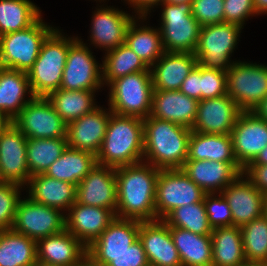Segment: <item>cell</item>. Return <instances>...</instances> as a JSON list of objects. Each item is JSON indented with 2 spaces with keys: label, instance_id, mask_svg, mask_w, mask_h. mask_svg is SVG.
<instances>
[{
  "label": "cell",
  "instance_id": "25",
  "mask_svg": "<svg viewBox=\"0 0 267 266\" xmlns=\"http://www.w3.org/2000/svg\"><path fill=\"white\" fill-rule=\"evenodd\" d=\"M37 262L59 266H80L87 248L66 229L36 242Z\"/></svg>",
  "mask_w": 267,
  "mask_h": 266
},
{
  "label": "cell",
  "instance_id": "41",
  "mask_svg": "<svg viewBox=\"0 0 267 266\" xmlns=\"http://www.w3.org/2000/svg\"><path fill=\"white\" fill-rule=\"evenodd\" d=\"M163 221L169 227H179L198 235H211L204 199L200 202L183 205L172 210Z\"/></svg>",
  "mask_w": 267,
  "mask_h": 266
},
{
  "label": "cell",
  "instance_id": "28",
  "mask_svg": "<svg viewBox=\"0 0 267 266\" xmlns=\"http://www.w3.org/2000/svg\"><path fill=\"white\" fill-rule=\"evenodd\" d=\"M26 186L30 199L65 214L76 202V185L57 180L44 173L31 176Z\"/></svg>",
  "mask_w": 267,
  "mask_h": 266
},
{
  "label": "cell",
  "instance_id": "22",
  "mask_svg": "<svg viewBox=\"0 0 267 266\" xmlns=\"http://www.w3.org/2000/svg\"><path fill=\"white\" fill-rule=\"evenodd\" d=\"M107 110V111H106ZM111 110L101 106L67 124L68 147L97 153L102 145Z\"/></svg>",
  "mask_w": 267,
  "mask_h": 266
},
{
  "label": "cell",
  "instance_id": "59",
  "mask_svg": "<svg viewBox=\"0 0 267 266\" xmlns=\"http://www.w3.org/2000/svg\"><path fill=\"white\" fill-rule=\"evenodd\" d=\"M244 266H266V265L247 263V264H245Z\"/></svg>",
  "mask_w": 267,
  "mask_h": 266
},
{
  "label": "cell",
  "instance_id": "49",
  "mask_svg": "<svg viewBox=\"0 0 267 266\" xmlns=\"http://www.w3.org/2000/svg\"><path fill=\"white\" fill-rule=\"evenodd\" d=\"M243 174L260 192L267 194V165L248 164L243 169Z\"/></svg>",
  "mask_w": 267,
  "mask_h": 266
},
{
  "label": "cell",
  "instance_id": "10",
  "mask_svg": "<svg viewBox=\"0 0 267 266\" xmlns=\"http://www.w3.org/2000/svg\"><path fill=\"white\" fill-rule=\"evenodd\" d=\"M205 194L182 169H160L156 182V220H163L177 207L202 201Z\"/></svg>",
  "mask_w": 267,
  "mask_h": 266
},
{
  "label": "cell",
  "instance_id": "61",
  "mask_svg": "<svg viewBox=\"0 0 267 266\" xmlns=\"http://www.w3.org/2000/svg\"><path fill=\"white\" fill-rule=\"evenodd\" d=\"M94 1H96V2H98V1H99L100 3H101V1H103V2H104V0H94ZM105 1H106V0H105Z\"/></svg>",
  "mask_w": 267,
  "mask_h": 266
},
{
  "label": "cell",
  "instance_id": "1",
  "mask_svg": "<svg viewBox=\"0 0 267 266\" xmlns=\"http://www.w3.org/2000/svg\"><path fill=\"white\" fill-rule=\"evenodd\" d=\"M159 171L144 161L115 168L116 217L141 222L156 220V182Z\"/></svg>",
  "mask_w": 267,
  "mask_h": 266
},
{
  "label": "cell",
  "instance_id": "12",
  "mask_svg": "<svg viewBox=\"0 0 267 266\" xmlns=\"http://www.w3.org/2000/svg\"><path fill=\"white\" fill-rule=\"evenodd\" d=\"M80 37L69 47L60 89L97 91L102 82V64Z\"/></svg>",
  "mask_w": 267,
  "mask_h": 266
},
{
  "label": "cell",
  "instance_id": "3",
  "mask_svg": "<svg viewBox=\"0 0 267 266\" xmlns=\"http://www.w3.org/2000/svg\"><path fill=\"white\" fill-rule=\"evenodd\" d=\"M143 153V119L111 113L97 164L114 168L131 165L143 161Z\"/></svg>",
  "mask_w": 267,
  "mask_h": 266
},
{
  "label": "cell",
  "instance_id": "7",
  "mask_svg": "<svg viewBox=\"0 0 267 266\" xmlns=\"http://www.w3.org/2000/svg\"><path fill=\"white\" fill-rule=\"evenodd\" d=\"M243 28L233 23H218L200 28L199 39L194 55L198 65L207 69L228 71L232 64L231 56L237 48Z\"/></svg>",
  "mask_w": 267,
  "mask_h": 266
},
{
  "label": "cell",
  "instance_id": "37",
  "mask_svg": "<svg viewBox=\"0 0 267 266\" xmlns=\"http://www.w3.org/2000/svg\"><path fill=\"white\" fill-rule=\"evenodd\" d=\"M105 54L102 60L103 85L108 86L113 80L128 74L150 71L145 62L125 43Z\"/></svg>",
  "mask_w": 267,
  "mask_h": 266
},
{
  "label": "cell",
  "instance_id": "52",
  "mask_svg": "<svg viewBox=\"0 0 267 266\" xmlns=\"http://www.w3.org/2000/svg\"><path fill=\"white\" fill-rule=\"evenodd\" d=\"M261 118L267 121V96L263 102L254 110Z\"/></svg>",
  "mask_w": 267,
  "mask_h": 266
},
{
  "label": "cell",
  "instance_id": "27",
  "mask_svg": "<svg viewBox=\"0 0 267 266\" xmlns=\"http://www.w3.org/2000/svg\"><path fill=\"white\" fill-rule=\"evenodd\" d=\"M197 64L194 53L165 51L150 67L153 90H179Z\"/></svg>",
  "mask_w": 267,
  "mask_h": 266
},
{
  "label": "cell",
  "instance_id": "35",
  "mask_svg": "<svg viewBox=\"0 0 267 266\" xmlns=\"http://www.w3.org/2000/svg\"><path fill=\"white\" fill-rule=\"evenodd\" d=\"M36 241L12 229L0 231V266H35Z\"/></svg>",
  "mask_w": 267,
  "mask_h": 266
},
{
  "label": "cell",
  "instance_id": "38",
  "mask_svg": "<svg viewBox=\"0 0 267 266\" xmlns=\"http://www.w3.org/2000/svg\"><path fill=\"white\" fill-rule=\"evenodd\" d=\"M41 15L31 0H0V36L28 28Z\"/></svg>",
  "mask_w": 267,
  "mask_h": 266
},
{
  "label": "cell",
  "instance_id": "45",
  "mask_svg": "<svg viewBox=\"0 0 267 266\" xmlns=\"http://www.w3.org/2000/svg\"><path fill=\"white\" fill-rule=\"evenodd\" d=\"M227 94L226 72L201 66V100Z\"/></svg>",
  "mask_w": 267,
  "mask_h": 266
},
{
  "label": "cell",
  "instance_id": "14",
  "mask_svg": "<svg viewBox=\"0 0 267 266\" xmlns=\"http://www.w3.org/2000/svg\"><path fill=\"white\" fill-rule=\"evenodd\" d=\"M27 137L8 122L0 131V172L5 182L25 188L31 177L27 165Z\"/></svg>",
  "mask_w": 267,
  "mask_h": 266
},
{
  "label": "cell",
  "instance_id": "17",
  "mask_svg": "<svg viewBox=\"0 0 267 266\" xmlns=\"http://www.w3.org/2000/svg\"><path fill=\"white\" fill-rule=\"evenodd\" d=\"M242 110L228 95L203 99L198 102L192 131L208 134H231Z\"/></svg>",
  "mask_w": 267,
  "mask_h": 266
},
{
  "label": "cell",
  "instance_id": "9",
  "mask_svg": "<svg viewBox=\"0 0 267 266\" xmlns=\"http://www.w3.org/2000/svg\"><path fill=\"white\" fill-rule=\"evenodd\" d=\"M227 94L242 111H254L267 96V65L237 61L226 71Z\"/></svg>",
  "mask_w": 267,
  "mask_h": 266
},
{
  "label": "cell",
  "instance_id": "19",
  "mask_svg": "<svg viewBox=\"0 0 267 266\" xmlns=\"http://www.w3.org/2000/svg\"><path fill=\"white\" fill-rule=\"evenodd\" d=\"M76 201L112 210L116 214L117 186L114 167L96 164L78 183Z\"/></svg>",
  "mask_w": 267,
  "mask_h": 266
},
{
  "label": "cell",
  "instance_id": "4",
  "mask_svg": "<svg viewBox=\"0 0 267 266\" xmlns=\"http://www.w3.org/2000/svg\"><path fill=\"white\" fill-rule=\"evenodd\" d=\"M61 31L56 28L45 39L36 61L27 72L34 96L46 97L60 89L69 47L78 39V36H64Z\"/></svg>",
  "mask_w": 267,
  "mask_h": 266
},
{
  "label": "cell",
  "instance_id": "26",
  "mask_svg": "<svg viewBox=\"0 0 267 266\" xmlns=\"http://www.w3.org/2000/svg\"><path fill=\"white\" fill-rule=\"evenodd\" d=\"M198 102L179 90H153L150 116L192 129Z\"/></svg>",
  "mask_w": 267,
  "mask_h": 266
},
{
  "label": "cell",
  "instance_id": "13",
  "mask_svg": "<svg viewBox=\"0 0 267 266\" xmlns=\"http://www.w3.org/2000/svg\"><path fill=\"white\" fill-rule=\"evenodd\" d=\"M11 122L27 138L66 137L67 123L46 97L34 96Z\"/></svg>",
  "mask_w": 267,
  "mask_h": 266
},
{
  "label": "cell",
  "instance_id": "29",
  "mask_svg": "<svg viewBox=\"0 0 267 266\" xmlns=\"http://www.w3.org/2000/svg\"><path fill=\"white\" fill-rule=\"evenodd\" d=\"M33 97L27 72L0 67L1 116L11 122Z\"/></svg>",
  "mask_w": 267,
  "mask_h": 266
},
{
  "label": "cell",
  "instance_id": "43",
  "mask_svg": "<svg viewBox=\"0 0 267 266\" xmlns=\"http://www.w3.org/2000/svg\"><path fill=\"white\" fill-rule=\"evenodd\" d=\"M203 199L212 229L233 226L232 211L221 193L205 194Z\"/></svg>",
  "mask_w": 267,
  "mask_h": 266
},
{
  "label": "cell",
  "instance_id": "21",
  "mask_svg": "<svg viewBox=\"0 0 267 266\" xmlns=\"http://www.w3.org/2000/svg\"><path fill=\"white\" fill-rule=\"evenodd\" d=\"M244 177L240 174L221 192L232 211L233 226L238 227L264 214L265 195Z\"/></svg>",
  "mask_w": 267,
  "mask_h": 266
},
{
  "label": "cell",
  "instance_id": "23",
  "mask_svg": "<svg viewBox=\"0 0 267 266\" xmlns=\"http://www.w3.org/2000/svg\"><path fill=\"white\" fill-rule=\"evenodd\" d=\"M139 239L150 265L182 266L170 227L163 220L140 222Z\"/></svg>",
  "mask_w": 267,
  "mask_h": 266
},
{
  "label": "cell",
  "instance_id": "5",
  "mask_svg": "<svg viewBox=\"0 0 267 266\" xmlns=\"http://www.w3.org/2000/svg\"><path fill=\"white\" fill-rule=\"evenodd\" d=\"M56 29L42 15L28 28L0 36V67L28 72L45 39Z\"/></svg>",
  "mask_w": 267,
  "mask_h": 266
},
{
  "label": "cell",
  "instance_id": "40",
  "mask_svg": "<svg viewBox=\"0 0 267 266\" xmlns=\"http://www.w3.org/2000/svg\"><path fill=\"white\" fill-rule=\"evenodd\" d=\"M240 228L247 263L267 266V217L263 214Z\"/></svg>",
  "mask_w": 267,
  "mask_h": 266
},
{
  "label": "cell",
  "instance_id": "18",
  "mask_svg": "<svg viewBox=\"0 0 267 266\" xmlns=\"http://www.w3.org/2000/svg\"><path fill=\"white\" fill-rule=\"evenodd\" d=\"M95 8L90 29V42L107 52L125 43L126 31L136 17L113 6Z\"/></svg>",
  "mask_w": 267,
  "mask_h": 266
},
{
  "label": "cell",
  "instance_id": "50",
  "mask_svg": "<svg viewBox=\"0 0 267 266\" xmlns=\"http://www.w3.org/2000/svg\"><path fill=\"white\" fill-rule=\"evenodd\" d=\"M127 1L130 7H133V10L136 17H147L151 13L154 7L160 6L163 3V0H124Z\"/></svg>",
  "mask_w": 267,
  "mask_h": 266
},
{
  "label": "cell",
  "instance_id": "39",
  "mask_svg": "<svg viewBox=\"0 0 267 266\" xmlns=\"http://www.w3.org/2000/svg\"><path fill=\"white\" fill-rule=\"evenodd\" d=\"M68 147L66 137L27 138V165L31 176L45 173Z\"/></svg>",
  "mask_w": 267,
  "mask_h": 266
},
{
  "label": "cell",
  "instance_id": "2",
  "mask_svg": "<svg viewBox=\"0 0 267 266\" xmlns=\"http://www.w3.org/2000/svg\"><path fill=\"white\" fill-rule=\"evenodd\" d=\"M143 161L158 169H181L188 157L191 129L152 116L143 119Z\"/></svg>",
  "mask_w": 267,
  "mask_h": 266
},
{
  "label": "cell",
  "instance_id": "42",
  "mask_svg": "<svg viewBox=\"0 0 267 266\" xmlns=\"http://www.w3.org/2000/svg\"><path fill=\"white\" fill-rule=\"evenodd\" d=\"M22 187L12 182L0 185V231L12 228Z\"/></svg>",
  "mask_w": 267,
  "mask_h": 266
},
{
  "label": "cell",
  "instance_id": "48",
  "mask_svg": "<svg viewBox=\"0 0 267 266\" xmlns=\"http://www.w3.org/2000/svg\"><path fill=\"white\" fill-rule=\"evenodd\" d=\"M188 97L201 100V66L196 65L189 75L184 79L179 89Z\"/></svg>",
  "mask_w": 267,
  "mask_h": 266
},
{
  "label": "cell",
  "instance_id": "46",
  "mask_svg": "<svg viewBox=\"0 0 267 266\" xmlns=\"http://www.w3.org/2000/svg\"><path fill=\"white\" fill-rule=\"evenodd\" d=\"M250 16H256L253 0H224V23L244 28L243 25Z\"/></svg>",
  "mask_w": 267,
  "mask_h": 266
},
{
  "label": "cell",
  "instance_id": "30",
  "mask_svg": "<svg viewBox=\"0 0 267 266\" xmlns=\"http://www.w3.org/2000/svg\"><path fill=\"white\" fill-rule=\"evenodd\" d=\"M187 160L238 163L233 152L231 134H208L191 131Z\"/></svg>",
  "mask_w": 267,
  "mask_h": 266
},
{
  "label": "cell",
  "instance_id": "34",
  "mask_svg": "<svg viewBox=\"0 0 267 266\" xmlns=\"http://www.w3.org/2000/svg\"><path fill=\"white\" fill-rule=\"evenodd\" d=\"M211 240L212 266H244L247 264L240 227L214 228Z\"/></svg>",
  "mask_w": 267,
  "mask_h": 266
},
{
  "label": "cell",
  "instance_id": "32",
  "mask_svg": "<svg viewBox=\"0 0 267 266\" xmlns=\"http://www.w3.org/2000/svg\"><path fill=\"white\" fill-rule=\"evenodd\" d=\"M182 266H212L211 235H198L189 230L170 227Z\"/></svg>",
  "mask_w": 267,
  "mask_h": 266
},
{
  "label": "cell",
  "instance_id": "6",
  "mask_svg": "<svg viewBox=\"0 0 267 266\" xmlns=\"http://www.w3.org/2000/svg\"><path fill=\"white\" fill-rule=\"evenodd\" d=\"M108 88V106L112 113L142 119L151 114L153 94L151 71H140L120 77L113 80Z\"/></svg>",
  "mask_w": 267,
  "mask_h": 266
},
{
  "label": "cell",
  "instance_id": "56",
  "mask_svg": "<svg viewBox=\"0 0 267 266\" xmlns=\"http://www.w3.org/2000/svg\"><path fill=\"white\" fill-rule=\"evenodd\" d=\"M7 123L8 121L0 115V131L6 126Z\"/></svg>",
  "mask_w": 267,
  "mask_h": 266
},
{
  "label": "cell",
  "instance_id": "53",
  "mask_svg": "<svg viewBox=\"0 0 267 266\" xmlns=\"http://www.w3.org/2000/svg\"><path fill=\"white\" fill-rule=\"evenodd\" d=\"M249 164H265L267 165V146L262 149L259 155L255 158V160Z\"/></svg>",
  "mask_w": 267,
  "mask_h": 266
},
{
  "label": "cell",
  "instance_id": "33",
  "mask_svg": "<svg viewBox=\"0 0 267 266\" xmlns=\"http://www.w3.org/2000/svg\"><path fill=\"white\" fill-rule=\"evenodd\" d=\"M97 164L92 152L67 147L45 171V175L78 185Z\"/></svg>",
  "mask_w": 267,
  "mask_h": 266
},
{
  "label": "cell",
  "instance_id": "20",
  "mask_svg": "<svg viewBox=\"0 0 267 266\" xmlns=\"http://www.w3.org/2000/svg\"><path fill=\"white\" fill-rule=\"evenodd\" d=\"M115 217L112 210L83 205L76 201L65 214L66 230L87 248Z\"/></svg>",
  "mask_w": 267,
  "mask_h": 266
},
{
  "label": "cell",
  "instance_id": "54",
  "mask_svg": "<svg viewBox=\"0 0 267 266\" xmlns=\"http://www.w3.org/2000/svg\"><path fill=\"white\" fill-rule=\"evenodd\" d=\"M193 0H163L165 3H170V4H182V3H192Z\"/></svg>",
  "mask_w": 267,
  "mask_h": 266
},
{
  "label": "cell",
  "instance_id": "55",
  "mask_svg": "<svg viewBox=\"0 0 267 266\" xmlns=\"http://www.w3.org/2000/svg\"><path fill=\"white\" fill-rule=\"evenodd\" d=\"M80 266H101L95 264L90 258L86 257L80 264Z\"/></svg>",
  "mask_w": 267,
  "mask_h": 266
},
{
  "label": "cell",
  "instance_id": "58",
  "mask_svg": "<svg viewBox=\"0 0 267 266\" xmlns=\"http://www.w3.org/2000/svg\"><path fill=\"white\" fill-rule=\"evenodd\" d=\"M35 266H59V265H50V264H45L42 262H37V264Z\"/></svg>",
  "mask_w": 267,
  "mask_h": 266
},
{
  "label": "cell",
  "instance_id": "16",
  "mask_svg": "<svg viewBox=\"0 0 267 266\" xmlns=\"http://www.w3.org/2000/svg\"><path fill=\"white\" fill-rule=\"evenodd\" d=\"M140 222L115 217L101 235L87 247V257L95 264L107 266L111 262V257L126 251L139 238Z\"/></svg>",
  "mask_w": 267,
  "mask_h": 266
},
{
  "label": "cell",
  "instance_id": "44",
  "mask_svg": "<svg viewBox=\"0 0 267 266\" xmlns=\"http://www.w3.org/2000/svg\"><path fill=\"white\" fill-rule=\"evenodd\" d=\"M191 14L201 27L224 23V0H193Z\"/></svg>",
  "mask_w": 267,
  "mask_h": 266
},
{
  "label": "cell",
  "instance_id": "8",
  "mask_svg": "<svg viewBox=\"0 0 267 266\" xmlns=\"http://www.w3.org/2000/svg\"><path fill=\"white\" fill-rule=\"evenodd\" d=\"M159 24L164 51L194 53L201 26L191 14V3H161Z\"/></svg>",
  "mask_w": 267,
  "mask_h": 266
},
{
  "label": "cell",
  "instance_id": "15",
  "mask_svg": "<svg viewBox=\"0 0 267 266\" xmlns=\"http://www.w3.org/2000/svg\"><path fill=\"white\" fill-rule=\"evenodd\" d=\"M233 152L244 169L267 146V121L255 111H242L231 132Z\"/></svg>",
  "mask_w": 267,
  "mask_h": 266
},
{
  "label": "cell",
  "instance_id": "31",
  "mask_svg": "<svg viewBox=\"0 0 267 266\" xmlns=\"http://www.w3.org/2000/svg\"><path fill=\"white\" fill-rule=\"evenodd\" d=\"M148 17H135L129 24L125 44L129 46L150 68L163 54L160 29L141 24ZM139 20V21H138ZM144 20V21H143ZM140 22V23H138Z\"/></svg>",
  "mask_w": 267,
  "mask_h": 266
},
{
  "label": "cell",
  "instance_id": "60",
  "mask_svg": "<svg viewBox=\"0 0 267 266\" xmlns=\"http://www.w3.org/2000/svg\"><path fill=\"white\" fill-rule=\"evenodd\" d=\"M3 183H5V181H4V179H3L2 175H1V172H0V185L3 184Z\"/></svg>",
  "mask_w": 267,
  "mask_h": 266
},
{
  "label": "cell",
  "instance_id": "47",
  "mask_svg": "<svg viewBox=\"0 0 267 266\" xmlns=\"http://www.w3.org/2000/svg\"><path fill=\"white\" fill-rule=\"evenodd\" d=\"M148 260L141 240L138 238L126 251L111 257L107 266H147Z\"/></svg>",
  "mask_w": 267,
  "mask_h": 266
},
{
  "label": "cell",
  "instance_id": "11",
  "mask_svg": "<svg viewBox=\"0 0 267 266\" xmlns=\"http://www.w3.org/2000/svg\"><path fill=\"white\" fill-rule=\"evenodd\" d=\"M11 229L37 242L66 229L65 213L26 196L18 203Z\"/></svg>",
  "mask_w": 267,
  "mask_h": 266
},
{
  "label": "cell",
  "instance_id": "57",
  "mask_svg": "<svg viewBox=\"0 0 267 266\" xmlns=\"http://www.w3.org/2000/svg\"><path fill=\"white\" fill-rule=\"evenodd\" d=\"M264 215L267 217V194L264 197Z\"/></svg>",
  "mask_w": 267,
  "mask_h": 266
},
{
  "label": "cell",
  "instance_id": "36",
  "mask_svg": "<svg viewBox=\"0 0 267 266\" xmlns=\"http://www.w3.org/2000/svg\"><path fill=\"white\" fill-rule=\"evenodd\" d=\"M95 94L96 91L58 89L49 93L46 98L68 124L99 106L95 104Z\"/></svg>",
  "mask_w": 267,
  "mask_h": 266
},
{
  "label": "cell",
  "instance_id": "51",
  "mask_svg": "<svg viewBox=\"0 0 267 266\" xmlns=\"http://www.w3.org/2000/svg\"><path fill=\"white\" fill-rule=\"evenodd\" d=\"M256 15L267 14V0H253Z\"/></svg>",
  "mask_w": 267,
  "mask_h": 266
},
{
  "label": "cell",
  "instance_id": "24",
  "mask_svg": "<svg viewBox=\"0 0 267 266\" xmlns=\"http://www.w3.org/2000/svg\"><path fill=\"white\" fill-rule=\"evenodd\" d=\"M181 169L206 194L221 193L243 173L238 163L209 160H186Z\"/></svg>",
  "mask_w": 267,
  "mask_h": 266
}]
</instances>
